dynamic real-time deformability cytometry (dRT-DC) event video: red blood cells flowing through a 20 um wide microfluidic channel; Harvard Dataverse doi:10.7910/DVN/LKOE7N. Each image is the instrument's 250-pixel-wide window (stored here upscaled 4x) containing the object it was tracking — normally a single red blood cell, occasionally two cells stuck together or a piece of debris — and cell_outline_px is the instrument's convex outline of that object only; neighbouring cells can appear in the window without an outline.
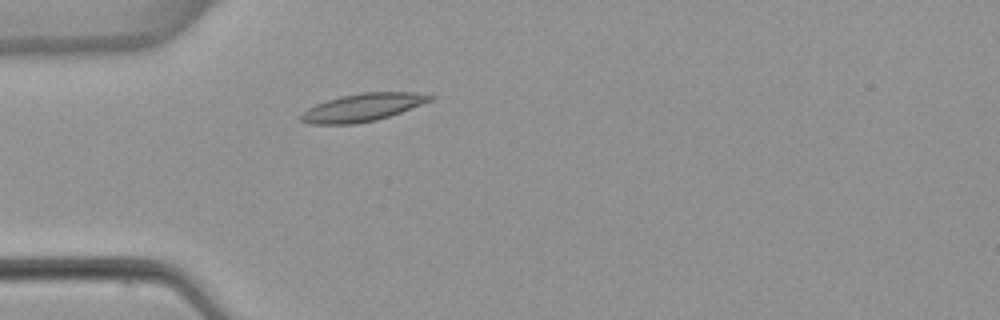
{"species": "common noctule bat (a hibernating species)", "species_latin": "Nyctalus noctula", "temperature_condition": "warm", "stored_images_in_passage": 2, "camera_frame_rate_fps": 3000, "um_per_image_px": 0.085, "animal": {"sex": "female", "body_mass_g": 22.7, "forearm_length_mm": 54.2}, "frame": {"image": 1, "passage_image": 2, "time_ms": 2.0, "image_size_px": [1000, 320], "cell_outline_px": [[436, 96], [432, 100], [400, 112], [376, 120], [356, 124], [308, 124], [300, 120], [300, 116], [308, 108], [316, 104], [340, 96], [364, 92], [412, 92]], "centroid_in_image_um": [30.8, 9.13], "position_along_channel_um": 54.2, "area_um2": 20.69}}